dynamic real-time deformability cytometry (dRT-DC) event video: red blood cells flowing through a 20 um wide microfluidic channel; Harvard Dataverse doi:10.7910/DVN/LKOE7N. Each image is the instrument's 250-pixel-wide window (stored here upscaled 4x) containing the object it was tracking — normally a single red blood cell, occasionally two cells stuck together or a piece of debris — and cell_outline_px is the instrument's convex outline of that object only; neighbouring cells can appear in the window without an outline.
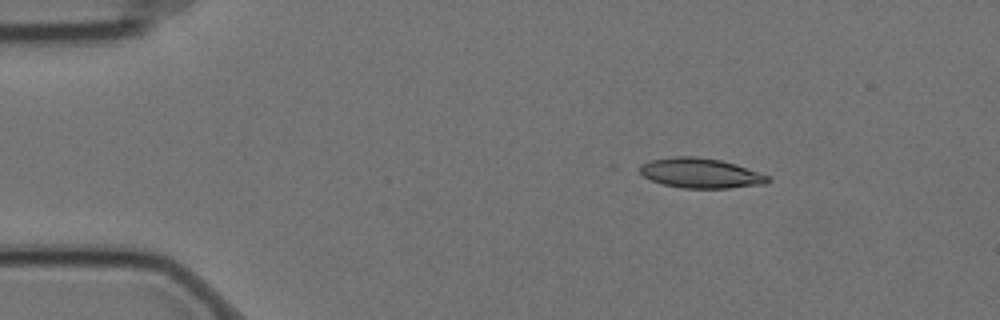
{"species": "Egyptian fruit bat (a non-hibernating species)", "species_latin": "Rousettus aegyptiacus", "temperature_condition": "cold", "stored_images_in_passage": 6, "camera_frame_rate_fps": 3000, "um_per_image_px": 0.085, "animal": {"sex": "female"}, "frame": {"image": 1, "passage_image": 1, "time_ms": 0.0, "image_size_px": [1000, 320], "cell_outline_px": [[772, 180], [764, 184], [728, 188], [684, 188], [664, 184], [652, 180], [644, 176], [640, 172], [640, 164], [652, 160], [672, 156], [696, 156], [720, 160], [736, 164], [760, 172], [768, 176]], "centroid_in_image_um": [59.57, 14.71], "position_along_channel_um": 25.4, "area_um2": 22.25}}
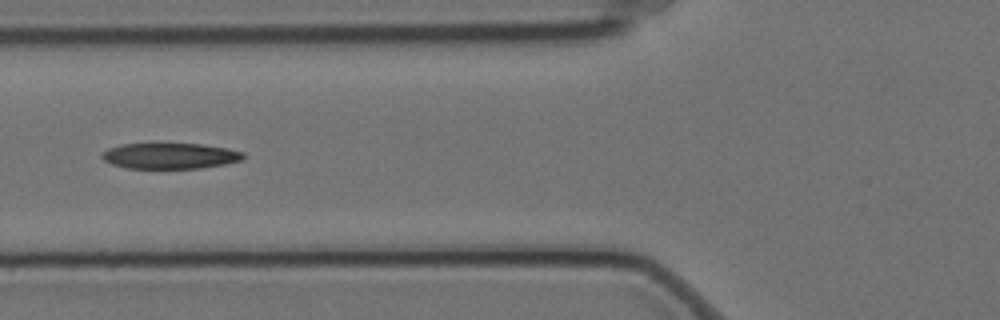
{"frame": {"image": 2, "passage_image": 5, "time_ms": 1.333, "image_size_px": [1000, 320], "cell_outline_px": [[244, 160], [224, 164], [200, 168], [128, 168], [112, 164], [104, 160], [100, 156], [108, 148], [120, 144], [152, 140], [156, 140], [200, 144], [228, 148], [244, 152]], "centroid_in_image_um": [14.42, 13.19], "position_along_channel_um": 111.4, "area_um2": 22.37}}
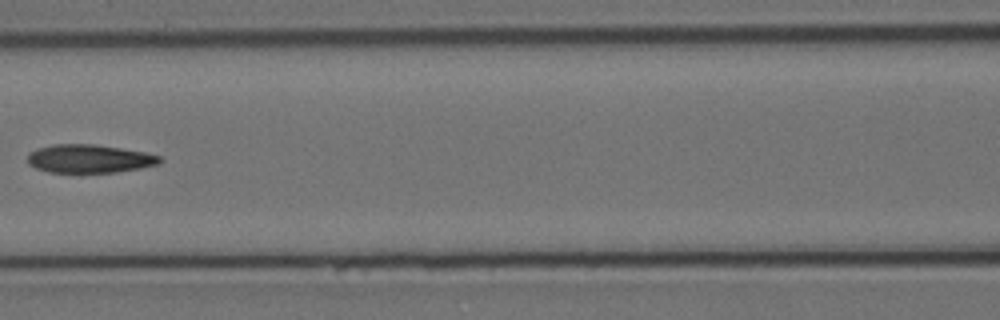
{"frame": {"image": 3, "passage_image": 6, "time_ms": 1.667, "image_size_px": [1000, 320], "cell_outline_px": [[164, 160], [160, 164], [140, 168], [116, 172], [48, 172], [36, 168], [28, 164], [28, 152], [36, 148], [52, 144], [96, 144], [144, 152], [160, 156]], "centroid_in_image_um": [7.58, 13.48], "position_along_channel_um": 159.0, "area_um2": 21.96}}